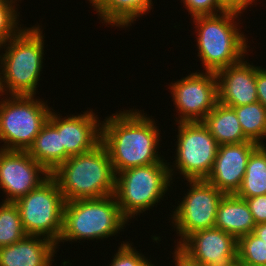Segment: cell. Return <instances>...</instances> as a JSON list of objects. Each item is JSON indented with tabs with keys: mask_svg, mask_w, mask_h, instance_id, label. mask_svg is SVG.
Wrapping results in <instances>:
<instances>
[{
	"mask_svg": "<svg viewBox=\"0 0 266 266\" xmlns=\"http://www.w3.org/2000/svg\"><path fill=\"white\" fill-rule=\"evenodd\" d=\"M65 199L56 180L49 175L37 188L15 201L27 235L59 241L63 228Z\"/></svg>",
	"mask_w": 266,
	"mask_h": 266,
	"instance_id": "ba28073f",
	"label": "cell"
},
{
	"mask_svg": "<svg viewBox=\"0 0 266 266\" xmlns=\"http://www.w3.org/2000/svg\"><path fill=\"white\" fill-rule=\"evenodd\" d=\"M233 266H245L244 264L240 263L239 261L236 262Z\"/></svg>",
	"mask_w": 266,
	"mask_h": 266,
	"instance_id": "836d02e7",
	"label": "cell"
},
{
	"mask_svg": "<svg viewBox=\"0 0 266 266\" xmlns=\"http://www.w3.org/2000/svg\"><path fill=\"white\" fill-rule=\"evenodd\" d=\"M34 97L11 95L0 101V141L4 142L0 149L28 151L32 146L51 112L45 102Z\"/></svg>",
	"mask_w": 266,
	"mask_h": 266,
	"instance_id": "52a82bcc",
	"label": "cell"
},
{
	"mask_svg": "<svg viewBox=\"0 0 266 266\" xmlns=\"http://www.w3.org/2000/svg\"><path fill=\"white\" fill-rule=\"evenodd\" d=\"M92 110L77 116L61 118L50 112L48 121L61 133L62 146L65 147V161L71 156L93 150L101 143L102 123ZM100 122V123H99Z\"/></svg>",
	"mask_w": 266,
	"mask_h": 266,
	"instance_id": "5bb4252c",
	"label": "cell"
},
{
	"mask_svg": "<svg viewBox=\"0 0 266 266\" xmlns=\"http://www.w3.org/2000/svg\"><path fill=\"white\" fill-rule=\"evenodd\" d=\"M92 6L101 21L123 28L131 26L137 17L148 13L152 9V0H96Z\"/></svg>",
	"mask_w": 266,
	"mask_h": 266,
	"instance_id": "44dd1931",
	"label": "cell"
},
{
	"mask_svg": "<svg viewBox=\"0 0 266 266\" xmlns=\"http://www.w3.org/2000/svg\"><path fill=\"white\" fill-rule=\"evenodd\" d=\"M258 146L246 141L239 144H222L207 181L224 194H236L240 189L249 156Z\"/></svg>",
	"mask_w": 266,
	"mask_h": 266,
	"instance_id": "9a60e30c",
	"label": "cell"
},
{
	"mask_svg": "<svg viewBox=\"0 0 266 266\" xmlns=\"http://www.w3.org/2000/svg\"><path fill=\"white\" fill-rule=\"evenodd\" d=\"M89 1H90V3H92V4H93V3H94L96 0H89Z\"/></svg>",
	"mask_w": 266,
	"mask_h": 266,
	"instance_id": "d590c367",
	"label": "cell"
},
{
	"mask_svg": "<svg viewBox=\"0 0 266 266\" xmlns=\"http://www.w3.org/2000/svg\"><path fill=\"white\" fill-rule=\"evenodd\" d=\"M41 236L27 235L0 248V266H51L57 244Z\"/></svg>",
	"mask_w": 266,
	"mask_h": 266,
	"instance_id": "e0dca14e",
	"label": "cell"
},
{
	"mask_svg": "<svg viewBox=\"0 0 266 266\" xmlns=\"http://www.w3.org/2000/svg\"><path fill=\"white\" fill-rule=\"evenodd\" d=\"M174 252L175 266H203L201 263L191 259L186 253H184L178 246Z\"/></svg>",
	"mask_w": 266,
	"mask_h": 266,
	"instance_id": "1f68e13d",
	"label": "cell"
},
{
	"mask_svg": "<svg viewBox=\"0 0 266 266\" xmlns=\"http://www.w3.org/2000/svg\"><path fill=\"white\" fill-rule=\"evenodd\" d=\"M175 167L184 180L207 179L219 144L202 121L178 122Z\"/></svg>",
	"mask_w": 266,
	"mask_h": 266,
	"instance_id": "9c48e42d",
	"label": "cell"
},
{
	"mask_svg": "<svg viewBox=\"0 0 266 266\" xmlns=\"http://www.w3.org/2000/svg\"><path fill=\"white\" fill-rule=\"evenodd\" d=\"M167 163H155L126 169L116 174L115 198L128 220L143 213L163 198L172 181L174 169Z\"/></svg>",
	"mask_w": 266,
	"mask_h": 266,
	"instance_id": "8992f818",
	"label": "cell"
},
{
	"mask_svg": "<svg viewBox=\"0 0 266 266\" xmlns=\"http://www.w3.org/2000/svg\"><path fill=\"white\" fill-rule=\"evenodd\" d=\"M256 87L258 102L266 109V69L260 66L256 67Z\"/></svg>",
	"mask_w": 266,
	"mask_h": 266,
	"instance_id": "f546056e",
	"label": "cell"
},
{
	"mask_svg": "<svg viewBox=\"0 0 266 266\" xmlns=\"http://www.w3.org/2000/svg\"><path fill=\"white\" fill-rule=\"evenodd\" d=\"M128 221L122 215L114 194L68 201L63 210L62 233L56 244L61 241L108 238L124 229Z\"/></svg>",
	"mask_w": 266,
	"mask_h": 266,
	"instance_id": "5b68a950",
	"label": "cell"
},
{
	"mask_svg": "<svg viewBox=\"0 0 266 266\" xmlns=\"http://www.w3.org/2000/svg\"><path fill=\"white\" fill-rule=\"evenodd\" d=\"M42 34L39 25L23 28L16 36L0 45V48L3 46L6 49L0 56V96L5 91L9 95L36 94L44 59Z\"/></svg>",
	"mask_w": 266,
	"mask_h": 266,
	"instance_id": "3957f363",
	"label": "cell"
},
{
	"mask_svg": "<svg viewBox=\"0 0 266 266\" xmlns=\"http://www.w3.org/2000/svg\"><path fill=\"white\" fill-rule=\"evenodd\" d=\"M66 202L113 195L116 174L102 143L93 150L71 156L51 174Z\"/></svg>",
	"mask_w": 266,
	"mask_h": 266,
	"instance_id": "7a4b0ae2",
	"label": "cell"
},
{
	"mask_svg": "<svg viewBox=\"0 0 266 266\" xmlns=\"http://www.w3.org/2000/svg\"><path fill=\"white\" fill-rule=\"evenodd\" d=\"M244 136L258 145L266 138V109L260 102L233 107ZM262 139V140H261Z\"/></svg>",
	"mask_w": 266,
	"mask_h": 266,
	"instance_id": "603a6c76",
	"label": "cell"
},
{
	"mask_svg": "<svg viewBox=\"0 0 266 266\" xmlns=\"http://www.w3.org/2000/svg\"><path fill=\"white\" fill-rule=\"evenodd\" d=\"M238 15L241 14L224 11L193 18L197 28L198 57L206 72L216 73L245 58L248 47L246 38L234 22Z\"/></svg>",
	"mask_w": 266,
	"mask_h": 266,
	"instance_id": "277c9868",
	"label": "cell"
},
{
	"mask_svg": "<svg viewBox=\"0 0 266 266\" xmlns=\"http://www.w3.org/2000/svg\"><path fill=\"white\" fill-rule=\"evenodd\" d=\"M27 236L15 202L0 204V248L19 242Z\"/></svg>",
	"mask_w": 266,
	"mask_h": 266,
	"instance_id": "cb8c5ba5",
	"label": "cell"
},
{
	"mask_svg": "<svg viewBox=\"0 0 266 266\" xmlns=\"http://www.w3.org/2000/svg\"><path fill=\"white\" fill-rule=\"evenodd\" d=\"M132 244L123 242L109 266H144L148 260L134 250Z\"/></svg>",
	"mask_w": 266,
	"mask_h": 266,
	"instance_id": "4316f807",
	"label": "cell"
},
{
	"mask_svg": "<svg viewBox=\"0 0 266 266\" xmlns=\"http://www.w3.org/2000/svg\"><path fill=\"white\" fill-rule=\"evenodd\" d=\"M101 122V143L108 151L115 174L133 167L165 163L157 151L159 129L145 113L124 110Z\"/></svg>",
	"mask_w": 266,
	"mask_h": 266,
	"instance_id": "6da1fadb",
	"label": "cell"
},
{
	"mask_svg": "<svg viewBox=\"0 0 266 266\" xmlns=\"http://www.w3.org/2000/svg\"><path fill=\"white\" fill-rule=\"evenodd\" d=\"M50 174L65 162L61 133L47 120L27 151Z\"/></svg>",
	"mask_w": 266,
	"mask_h": 266,
	"instance_id": "ffe728a7",
	"label": "cell"
},
{
	"mask_svg": "<svg viewBox=\"0 0 266 266\" xmlns=\"http://www.w3.org/2000/svg\"><path fill=\"white\" fill-rule=\"evenodd\" d=\"M236 195L243 199L266 195L265 143L258 145L249 156L245 175Z\"/></svg>",
	"mask_w": 266,
	"mask_h": 266,
	"instance_id": "7402d4cb",
	"label": "cell"
},
{
	"mask_svg": "<svg viewBox=\"0 0 266 266\" xmlns=\"http://www.w3.org/2000/svg\"><path fill=\"white\" fill-rule=\"evenodd\" d=\"M14 6V2L0 0V45L16 36L22 30L17 25L19 15Z\"/></svg>",
	"mask_w": 266,
	"mask_h": 266,
	"instance_id": "484cf974",
	"label": "cell"
},
{
	"mask_svg": "<svg viewBox=\"0 0 266 266\" xmlns=\"http://www.w3.org/2000/svg\"><path fill=\"white\" fill-rule=\"evenodd\" d=\"M202 123L219 145L249 141L244 136L235 109L219 102L206 115Z\"/></svg>",
	"mask_w": 266,
	"mask_h": 266,
	"instance_id": "d6986e66",
	"label": "cell"
},
{
	"mask_svg": "<svg viewBox=\"0 0 266 266\" xmlns=\"http://www.w3.org/2000/svg\"><path fill=\"white\" fill-rule=\"evenodd\" d=\"M244 60L216 72L219 103L233 108L258 101L256 66Z\"/></svg>",
	"mask_w": 266,
	"mask_h": 266,
	"instance_id": "2e32d148",
	"label": "cell"
},
{
	"mask_svg": "<svg viewBox=\"0 0 266 266\" xmlns=\"http://www.w3.org/2000/svg\"><path fill=\"white\" fill-rule=\"evenodd\" d=\"M253 233L266 243V223L256 224Z\"/></svg>",
	"mask_w": 266,
	"mask_h": 266,
	"instance_id": "d6a6232c",
	"label": "cell"
},
{
	"mask_svg": "<svg viewBox=\"0 0 266 266\" xmlns=\"http://www.w3.org/2000/svg\"><path fill=\"white\" fill-rule=\"evenodd\" d=\"M170 91L180 117L176 122L202 121L218 103V81L215 72L190 73L172 83Z\"/></svg>",
	"mask_w": 266,
	"mask_h": 266,
	"instance_id": "8fae6325",
	"label": "cell"
},
{
	"mask_svg": "<svg viewBox=\"0 0 266 266\" xmlns=\"http://www.w3.org/2000/svg\"><path fill=\"white\" fill-rule=\"evenodd\" d=\"M49 175L27 151L0 149V187L7 195L4 202H15L27 195Z\"/></svg>",
	"mask_w": 266,
	"mask_h": 266,
	"instance_id": "7c38bea8",
	"label": "cell"
},
{
	"mask_svg": "<svg viewBox=\"0 0 266 266\" xmlns=\"http://www.w3.org/2000/svg\"><path fill=\"white\" fill-rule=\"evenodd\" d=\"M187 181L190 189L172 214L181 237L177 246L195 231L214 228L218 204L225 195L206 179Z\"/></svg>",
	"mask_w": 266,
	"mask_h": 266,
	"instance_id": "30bf717a",
	"label": "cell"
},
{
	"mask_svg": "<svg viewBox=\"0 0 266 266\" xmlns=\"http://www.w3.org/2000/svg\"><path fill=\"white\" fill-rule=\"evenodd\" d=\"M220 7L224 11L235 12L241 14L243 10L248 7V5H253L255 0H218Z\"/></svg>",
	"mask_w": 266,
	"mask_h": 266,
	"instance_id": "4dcf8cb0",
	"label": "cell"
},
{
	"mask_svg": "<svg viewBox=\"0 0 266 266\" xmlns=\"http://www.w3.org/2000/svg\"><path fill=\"white\" fill-rule=\"evenodd\" d=\"M238 240L218 229H202L188 235L178 247L203 266H233L238 262Z\"/></svg>",
	"mask_w": 266,
	"mask_h": 266,
	"instance_id": "4fadbf2b",
	"label": "cell"
},
{
	"mask_svg": "<svg viewBox=\"0 0 266 266\" xmlns=\"http://www.w3.org/2000/svg\"><path fill=\"white\" fill-rule=\"evenodd\" d=\"M144 266H155L154 264H151V261L149 262H147Z\"/></svg>",
	"mask_w": 266,
	"mask_h": 266,
	"instance_id": "e575fe53",
	"label": "cell"
},
{
	"mask_svg": "<svg viewBox=\"0 0 266 266\" xmlns=\"http://www.w3.org/2000/svg\"><path fill=\"white\" fill-rule=\"evenodd\" d=\"M238 261L245 266L266 265V243L253 232L238 239Z\"/></svg>",
	"mask_w": 266,
	"mask_h": 266,
	"instance_id": "d4e9b609",
	"label": "cell"
},
{
	"mask_svg": "<svg viewBox=\"0 0 266 266\" xmlns=\"http://www.w3.org/2000/svg\"><path fill=\"white\" fill-rule=\"evenodd\" d=\"M255 222L245 199L225 194L217 208L215 228L233 235L237 240L254 231Z\"/></svg>",
	"mask_w": 266,
	"mask_h": 266,
	"instance_id": "ac0fdd59",
	"label": "cell"
},
{
	"mask_svg": "<svg viewBox=\"0 0 266 266\" xmlns=\"http://www.w3.org/2000/svg\"><path fill=\"white\" fill-rule=\"evenodd\" d=\"M191 17L215 15L224 12L218 0H182ZM217 11V12H216Z\"/></svg>",
	"mask_w": 266,
	"mask_h": 266,
	"instance_id": "83f0119b",
	"label": "cell"
},
{
	"mask_svg": "<svg viewBox=\"0 0 266 266\" xmlns=\"http://www.w3.org/2000/svg\"><path fill=\"white\" fill-rule=\"evenodd\" d=\"M255 224L266 223V195L245 199Z\"/></svg>",
	"mask_w": 266,
	"mask_h": 266,
	"instance_id": "f1b7e54d",
	"label": "cell"
}]
</instances>
